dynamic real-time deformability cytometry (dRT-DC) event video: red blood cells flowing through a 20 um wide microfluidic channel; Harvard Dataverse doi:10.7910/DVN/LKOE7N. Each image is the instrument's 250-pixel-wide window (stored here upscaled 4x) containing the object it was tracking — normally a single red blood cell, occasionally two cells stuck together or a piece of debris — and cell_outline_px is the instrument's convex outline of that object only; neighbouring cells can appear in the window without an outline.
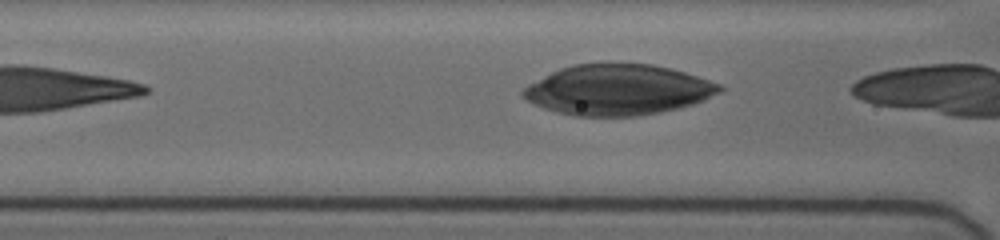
{"species": "human", "species_latin": "Homo sapiens", "temperature_condition": "cold", "stored_images_in_passage": 4, "segment_of_instrument_passage": [2, 2], "camera_frame_rate_fps": 3000, "um_per_image_px": 0.085, "donor": {"sex": "female"}, "frame": {"image": 1, "passage_image": 4, "time_ms": 1.667, "image_size_px": [1000, 240], "cell_outline_px": [[724, 88], [720, 92], [704, 100], [692, 104], [660, 112], [640, 116], [572, 116], [544, 108], [528, 100], [520, 92], [528, 84], [560, 68], [572, 64], [608, 60], [652, 64], [672, 68], [720, 84]], "centroid_in_image_um": [52.51, 7.59], "position_along_channel_um": 114.1, "area_um2": 58.61}}